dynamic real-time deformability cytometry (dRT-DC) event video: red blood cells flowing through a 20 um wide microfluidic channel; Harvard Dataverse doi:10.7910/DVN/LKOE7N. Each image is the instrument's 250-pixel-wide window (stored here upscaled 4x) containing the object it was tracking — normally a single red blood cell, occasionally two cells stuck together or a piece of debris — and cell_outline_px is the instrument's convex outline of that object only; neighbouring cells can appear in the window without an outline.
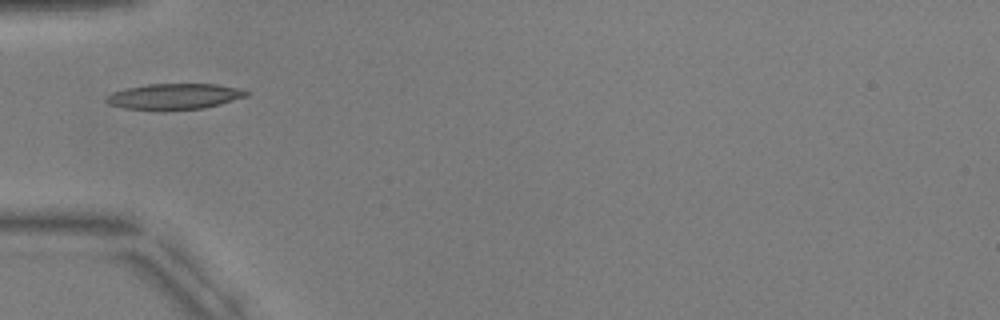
{"species": "common noctule bat (a hibernating species)", "species_latin": "Nyctalus noctula", "temperature_condition": "warm", "stored_images_in_passage": 1, "camera_frame_rate_fps": 3000, "um_per_image_px": 0.085, "animal": {"sex": "male", "body_mass_g": 17.9, "forearm_length_mm": 54.2}, "frame": {"image": 1, "passage_image": 1, "time_ms": 0.0, "image_size_px": [1000, 320], "cell_outline_px": [[248, 96], [220, 104], [204, 108], [124, 108], [108, 104], [104, 100], [112, 92], [128, 88], [148, 84], [216, 84], [240, 88], [248, 92]], "centroid_in_image_um": [14.86, 8.16], "position_along_channel_um": 70.1, "area_um2": 20.35}}